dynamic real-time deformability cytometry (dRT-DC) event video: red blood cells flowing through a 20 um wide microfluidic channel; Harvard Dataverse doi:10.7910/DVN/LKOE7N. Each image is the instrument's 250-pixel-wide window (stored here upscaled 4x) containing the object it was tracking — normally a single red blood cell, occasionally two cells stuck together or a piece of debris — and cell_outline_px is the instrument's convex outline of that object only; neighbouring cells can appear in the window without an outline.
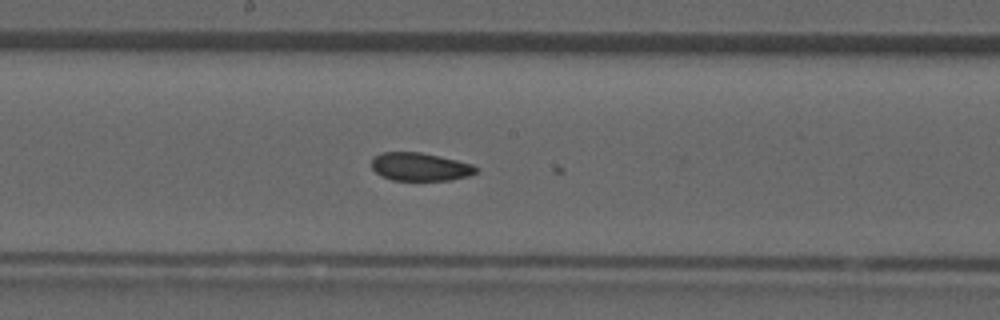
{"species": "common noctule bat (a hibernating species)", "species_latin": "Nyctalus noctula", "temperature_condition": "room temperature", "stored_images_in_passage": 41, "camera_frame_rate_fps": 3000, "um_per_image_px": 0.085, "animal": {"sex": "male", "forearm_length_mm": 52.5}, "frame": {"image": 1, "passage_image": 21, "time_ms": 6.667, "image_size_px": [1000, 320], "cell_outline_px": [[480, 168], [476, 172], [468, 176], [452, 180], [392, 180], [380, 176], [372, 168], [372, 160], [380, 152], [420, 152], [456, 160], [472, 164]], "centroid_in_image_um": [35.71, 14.18], "position_along_channel_um": 212.5, "area_um2": 17.11}}